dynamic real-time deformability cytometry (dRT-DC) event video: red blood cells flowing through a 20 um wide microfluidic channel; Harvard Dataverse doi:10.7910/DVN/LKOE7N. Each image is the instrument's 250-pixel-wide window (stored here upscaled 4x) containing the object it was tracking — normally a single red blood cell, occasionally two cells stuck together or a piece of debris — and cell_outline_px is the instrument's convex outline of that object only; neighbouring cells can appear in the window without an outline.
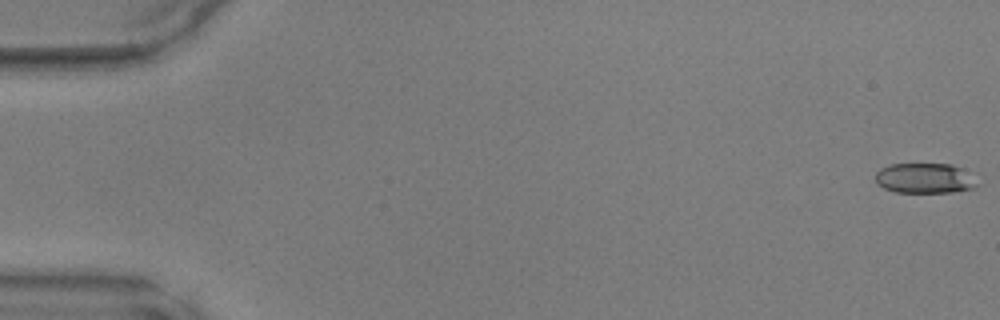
{"species": "common noctule bat (a hibernating species)", "species_latin": "Nyctalus noctula", "temperature_condition": "warm", "stored_images_in_passage": 49, "camera_frame_rate_fps": 3000, "um_per_image_px": 0.085, "animal": {"sex": "male", "body_mass_g": 17.9, "forearm_length_mm": 54.2}, "frame": {"image": 1, "passage_image": 1, "time_ms": 0.0, "image_size_px": [1000, 320], "cell_outline_px": [[980, 184], [976, 188], [952, 192], [896, 192], [884, 188], [876, 184], [876, 172], [880, 168], [892, 164], [952, 164], [960, 168]], "centroid_in_image_um": [78.58, 15.16], "position_along_channel_um": 6.4, "area_um2": 17.8}}
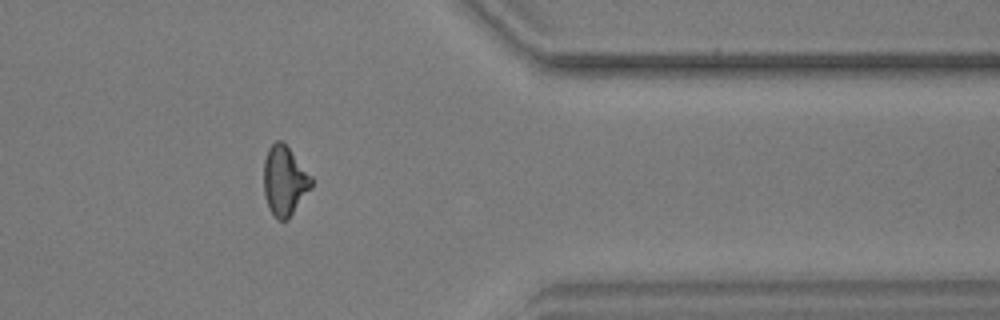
{"frame": {"image": 2, "passage_image": 40, "time_ms": 13.0, "image_size_px": [1000, 320], "cell_outline_px": [[312, 188], [288, 220], [276, 220], [268, 208], [264, 196], [264, 160], [268, 148], [276, 140], [280, 140], [288, 148], [312, 176]], "centroid_in_image_um": [24.18, 15.41], "position_along_channel_um": 387.2, "area_um2": 19.42}}
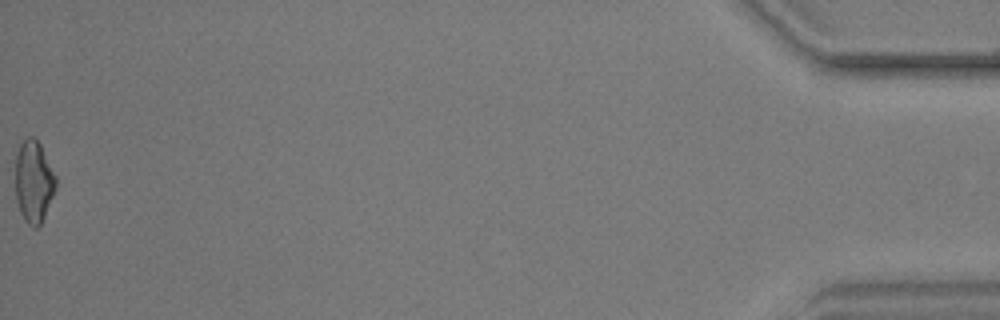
{"frame": {"image": 3, "passage_image": 49, "time_ms": 16.0, "image_size_px": [1000, 320], "cell_outline_px": [[56, 188], [44, 216], [40, 224], [36, 228], [32, 228], [24, 220], [20, 212], [16, 200], [16, 152], [20, 144], [28, 136], [32, 136], [40, 144], [56, 176]], "centroid_in_image_um": [2.86, 15.44], "position_along_channel_um": 432.3, "area_um2": 19.25}}